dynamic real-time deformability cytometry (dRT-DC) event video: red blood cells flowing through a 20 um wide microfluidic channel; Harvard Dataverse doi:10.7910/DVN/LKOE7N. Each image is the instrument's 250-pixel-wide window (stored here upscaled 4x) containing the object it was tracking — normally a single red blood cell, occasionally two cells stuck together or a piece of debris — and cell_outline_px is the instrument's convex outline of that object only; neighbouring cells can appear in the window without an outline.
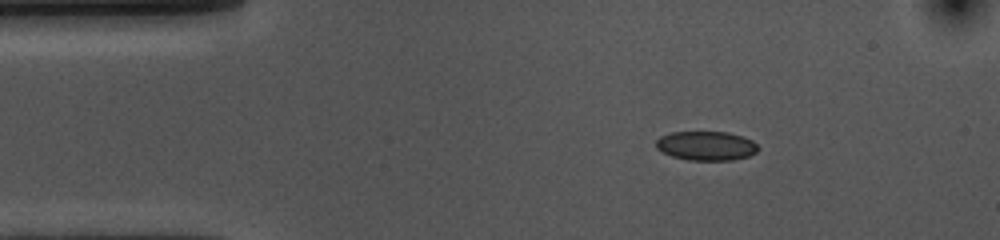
{"species": "common noctule bat (a hibernating species)", "species_latin": "Nyctalus noctula", "temperature_condition": "cold", "stored_images_in_passage": 47, "camera_frame_rate_fps": 3000, "um_per_image_px": 0.085, "animal": {"sex": "female", "body_mass_g": 10.0, "forearm_length_mm": 53.1}, "frame": {"image": 1, "passage_image": 1, "time_ms": 0.0, "image_size_px": [1000, 240], "cell_outline_px": [[760, 148], [756, 152], [748, 156], [732, 160], [688, 160], [672, 156], [656, 148], [656, 140], [660, 136], [672, 132], [728, 132], [744, 136], [752, 140]], "centroid_in_image_um": [60.05, 12.39], "position_along_channel_um": 25.0, "area_um2": 17.4}}
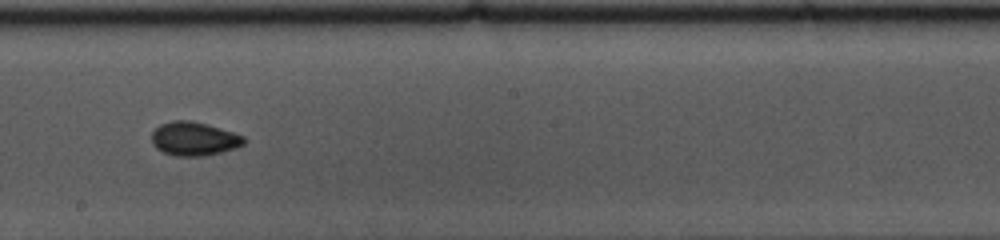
{"frame": {"image": 2, "passage_image": 22, "time_ms": 7.0, "image_size_px": [1000, 240], "cell_outline_px": [[244, 144], [236, 148], [204, 156], [176, 156], [164, 152], [156, 148], [152, 144], [152, 132], [160, 124], [172, 120], [188, 120], [208, 124], [244, 136]], "centroid_in_image_um": [16.47, 11.79], "position_along_channel_um": 231.7, "area_um2": 18.09}}
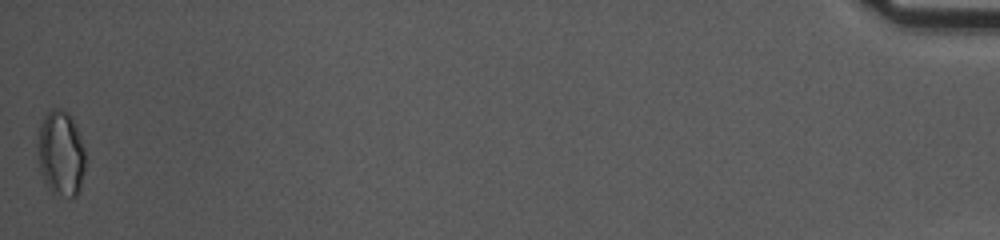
{"frame": {"image": 3, "passage_image": 47, "time_ms": 15.333, "image_size_px": [1000, 240], "cell_outline_px": [[84, 168], [80, 192], [76, 196], [72, 196], [52, 192], [44, 180], [40, 172], [40, 124], [44, 116], [52, 108], [64, 108], [72, 116], [84, 148]], "centroid_in_image_um": [5.21, 13.0], "position_along_channel_um": 430.0, "area_um2": 23.12}, "authors_computed_cell_mechanics": {"area_um2": 17.629, "velocity_mm_per_s": 3.6225, "shape_relaxation_time_tau1_ms": 7.4254, "shape_relaxation_time_tau2_ms": 2.0558, "deformation_change_tau1": 0.1146, "deformation_change_tau2": 0.055}}